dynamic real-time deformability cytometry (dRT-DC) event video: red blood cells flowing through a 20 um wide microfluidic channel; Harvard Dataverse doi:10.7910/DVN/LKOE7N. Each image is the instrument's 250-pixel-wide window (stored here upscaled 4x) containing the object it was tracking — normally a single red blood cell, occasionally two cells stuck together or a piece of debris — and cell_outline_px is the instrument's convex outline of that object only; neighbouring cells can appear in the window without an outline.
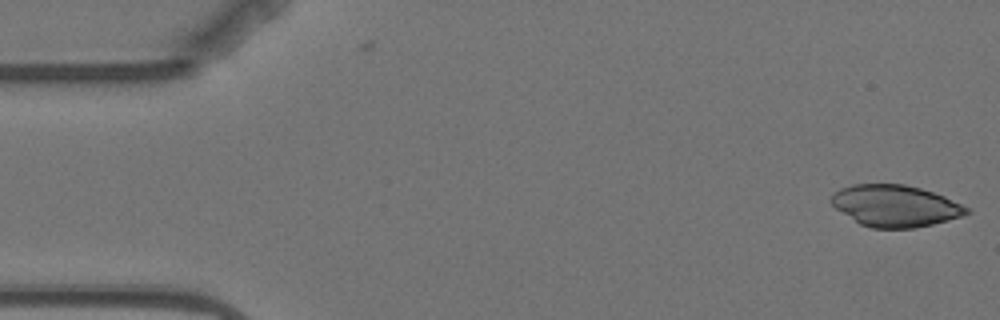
{"species": "Egyptian fruit bat (a non-hibernating species)", "species_latin": "Rousettus aegyptiacus", "temperature_condition": "warm", "stored_images_in_passage": 5, "camera_frame_rate_fps": 3000, "um_per_image_px": 0.085, "animal": {"sex": "female"}, "frame": {"image": 1, "passage_image": 1, "time_ms": 0.0, "image_size_px": [1000, 320], "cell_outline_px": [[972, 212], [948, 220], [916, 228], [872, 228], [860, 224], [836, 208], [828, 200], [840, 188], [852, 184], [904, 184], [920, 188], [944, 196], [968, 208]], "centroid_in_image_um": [76.08, 17.49], "position_along_channel_um": 8.9, "area_um2": 32.6}}